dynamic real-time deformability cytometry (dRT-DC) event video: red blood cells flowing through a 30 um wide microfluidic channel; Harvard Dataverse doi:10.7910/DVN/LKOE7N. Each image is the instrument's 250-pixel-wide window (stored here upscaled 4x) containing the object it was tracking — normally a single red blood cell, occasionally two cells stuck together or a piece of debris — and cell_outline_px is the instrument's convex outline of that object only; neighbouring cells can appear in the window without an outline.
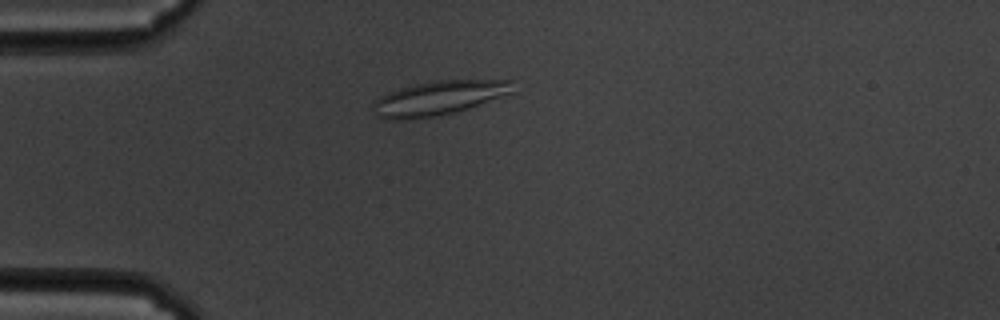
{"species": "common noctule bat (a hibernating species)", "species_latin": "Nyctalus noctula", "temperature_condition": "cold", "stored_images_in_passage": 55, "camera_frame_rate_fps": 3000, "um_per_image_px": 0.085, "animal": {"sex": "male", "body_mass_g": 19.5, "forearm_length_mm": 54.6}, "frame": {"image": 1, "passage_image": 11, "time_ms": 3.333, "image_size_px": [1000, 320], "cell_outline_px": [[516, 92], [456, 112], [440, 116], [412, 120], [384, 120], [376, 116], [372, 104], [380, 96], [388, 92], [416, 84], [436, 80], [516, 80]], "centroid_in_image_um": [37.33, 8.35], "position_along_channel_um": 47.7, "area_um2": 28.44}}
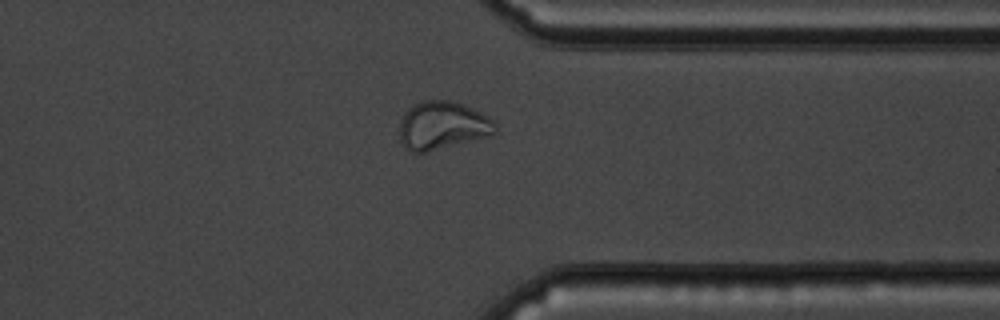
{"frame": {"image": 2, "passage_image": 42, "time_ms": 13.667, "image_size_px": [1000, 320], "cell_outline_px": [[496, 132], [492, 136], [428, 152], [412, 152], [404, 148], [400, 140], [400, 120], [408, 108], [412, 104], [424, 100], [452, 100], [476, 108], [488, 116], [496, 124]], "centroid_in_image_um": [37.63, 10.66], "position_along_channel_um": 373.8, "area_um2": 27.46}}
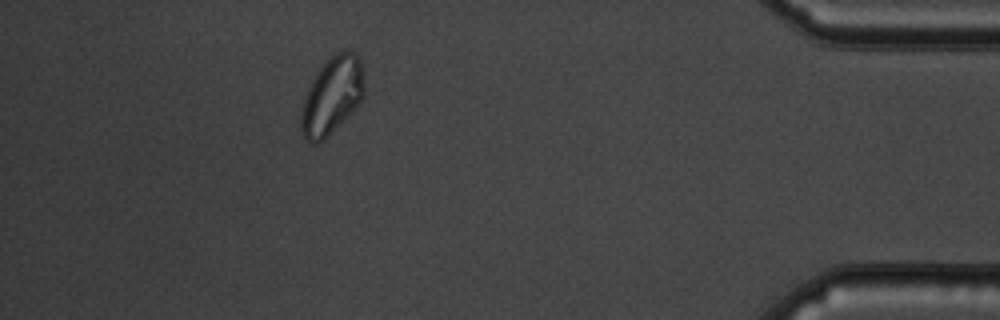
{"frame": {"image": 3, "passage_image": 49, "time_ms": 16.0, "image_size_px": [1000, 320], "cell_outline_px": [[364, 96], [328, 136], [324, 140], [316, 144], [312, 144], [304, 140], [300, 132], [300, 108], [308, 88], [316, 72], [332, 52], [344, 48], [352, 52], [360, 60], [364, 84]], "centroid_in_image_um": [28.16, 8.12], "position_along_channel_um": 407.0, "area_um2": 28.67}, "authors_computed_cell_mechanics": {"area_um2": 26.299, "velocity_mm_per_s": 3.3462, "shape_relaxation_time_tau1_ms": null, "shape_relaxation_time_tau2_ms": 4.6853, "deformation_change_tau1": null, "deformation_change_tau2": 0.1013}}